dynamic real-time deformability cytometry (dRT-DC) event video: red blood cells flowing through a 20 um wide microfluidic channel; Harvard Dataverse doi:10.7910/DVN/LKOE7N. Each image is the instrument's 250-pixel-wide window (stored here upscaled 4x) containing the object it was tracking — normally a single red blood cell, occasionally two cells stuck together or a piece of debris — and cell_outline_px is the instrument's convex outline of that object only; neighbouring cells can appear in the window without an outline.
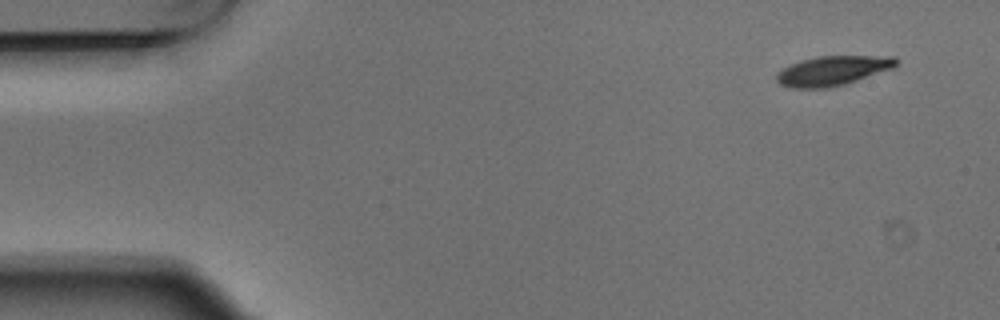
{"species": "Egyptian fruit bat (a non-hibernating species)", "species_latin": "Rousettus aegyptiacus", "temperature_condition": "warm", "stored_images_in_passage": 5, "camera_frame_rate_fps": 3000, "um_per_image_px": 0.085, "animal": {"sex": "male"}, "frame": {"image": 1, "passage_image": 1, "time_ms": 0.0, "image_size_px": [1000, 320], "cell_outline_px": [[896, 64], [892, 68], [844, 84], [828, 88], [788, 88], [780, 84], [776, 80], [776, 72], [792, 64], [816, 56], [896, 56]], "centroid_in_image_um": [70.73, 6.01], "position_along_channel_um": 14.3, "area_um2": 20.35}}
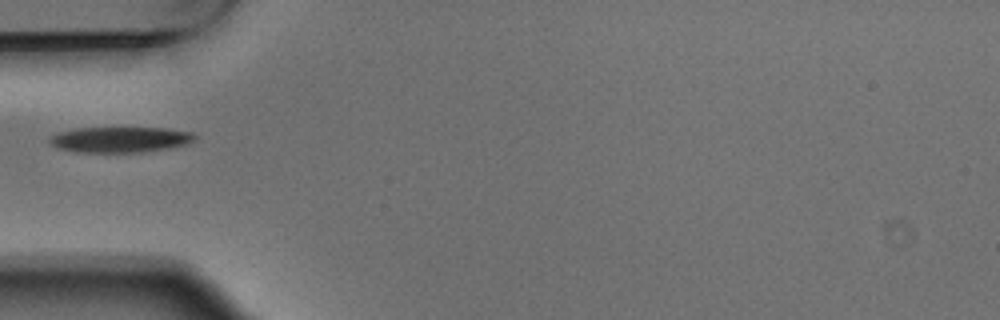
{"frame": {"image": 2, "passage_image": 4, "time_ms": 1.0, "image_size_px": [1000, 320], "cell_outline_px": [[196, 136], [188, 144], [168, 148], [144, 152], [76, 152], [56, 148], [48, 140], [48, 136], [60, 132], [76, 128], [164, 128], [192, 132]], "centroid_in_image_um": [10.17, 11.86], "position_along_channel_um": 74.8, "area_um2": 21.68}}
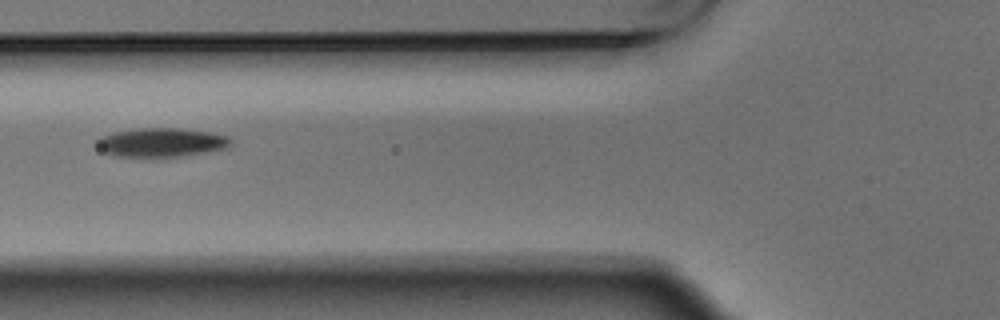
{"frame": {"image": 3, "passage_image": 5, "time_ms": 1.333, "image_size_px": [1000, 320], "cell_outline_px": [[232, 144], [228, 148], [212, 152], [180, 156], [112, 156], [104, 152], [96, 144], [96, 140], [100, 136], [112, 132], [140, 128], [176, 128], [208, 132], [228, 136], [232, 140]], "centroid_in_image_um": [13.73, 12.1], "position_along_channel_um": 112.1, "area_um2": 22.66}}